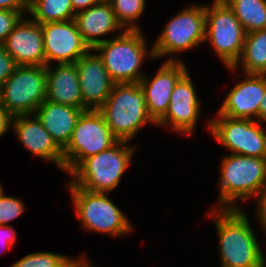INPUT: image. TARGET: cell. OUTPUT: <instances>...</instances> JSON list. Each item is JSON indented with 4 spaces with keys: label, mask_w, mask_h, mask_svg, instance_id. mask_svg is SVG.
<instances>
[{
    "label": "cell",
    "mask_w": 266,
    "mask_h": 267,
    "mask_svg": "<svg viewBox=\"0 0 266 267\" xmlns=\"http://www.w3.org/2000/svg\"><path fill=\"white\" fill-rule=\"evenodd\" d=\"M218 235L220 267H265L266 257L248 216L240 209H211Z\"/></svg>",
    "instance_id": "obj_1"
},
{
    "label": "cell",
    "mask_w": 266,
    "mask_h": 267,
    "mask_svg": "<svg viewBox=\"0 0 266 267\" xmlns=\"http://www.w3.org/2000/svg\"><path fill=\"white\" fill-rule=\"evenodd\" d=\"M96 45L92 52L97 55L115 83H139L146 74L141 72L144 59H155L153 47L147 49L146 38L141 30H124Z\"/></svg>",
    "instance_id": "obj_2"
},
{
    "label": "cell",
    "mask_w": 266,
    "mask_h": 267,
    "mask_svg": "<svg viewBox=\"0 0 266 267\" xmlns=\"http://www.w3.org/2000/svg\"><path fill=\"white\" fill-rule=\"evenodd\" d=\"M98 110L118 141L131 142L146 124L156 125L148 114L139 83H115L108 99Z\"/></svg>",
    "instance_id": "obj_3"
},
{
    "label": "cell",
    "mask_w": 266,
    "mask_h": 267,
    "mask_svg": "<svg viewBox=\"0 0 266 267\" xmlns=\"http://www.w3.org/2000/svg\"><path fill=\"white\" fill-rule=\"evenodd\" d=\"M219 172L220 193L214 209H240L237 200L245 203L266 186V158L230 153L221 160Z\"/></svg>",
    "instance_id": "obj_4"
},
{
    "label": "cell",
    "mask_w": 266,
    "mask_h": 267,
    "mask_svg": "<svg viewBox=\"0 0 266 267\" xmlns=\"http://www.w3.org/2000/svg\"><path fill=\"white\" fill-rule=\"evenodd\" d=\"M128 141H117L108 150L84 159L69 175L67 186L110 193L120 183L135 152Z\"/></svg>",
    "instance_id": "obj_5"
},
{
    "label": "cell",
    "mask_w": 266,
    "mask_h": 267,
    "mask_svg": "<svg viewBox=\"0 0 266 267\" xmlns=\"http://www.w3.org/2000/svg\"><path fill=\"white\" fill-rule=\"evenodd\" d=\"M82 229L124 237L132 232L129 218L109 199V193L92 192L78 186H67Z\"/></svg>",
    "instance_id": "obj_6"
},
{
    "label": "cell",
    "mask_w": 266,
    "mask_h": 267,
    "mask_svg": "<svg viewBox=\"0 0 266 267\" xmlns=\"http://www.w3.org/2000/svg\"><path fill=\"white\" fill-rule=\"evenodd\" d=\"M211 4L206 5L205 41L225 67H233L242 54L246 32L224 0Z\"/></svg>",
    "instance_id": "obj_7"
},
{
    "label": "cell",
    "mask_w": 266,
    "mask_h": 267,
    "mask_svg": "<svg viewBox=\"0 0 266 267\" xmlns=\"http://www.w3.org/2000/svg\"><path fill=\"white\" fill-rule=\"evenodd\" d=\"M117 141L99 110L83 111L63 149L65 173L70 174L84 159L108 150Z\"/></svg>",
    "instance_id": "obj_8"
},
{
    "label": "cell",
    "mask_w": 266,
    "mask_h": 267,
    "mask_svg": "<svg viewBox=\"0 0 266 267\" xmlns=\"http://www.w3.org/2000/svg\"><path fill=\"white\" fill-rule=\"evenodd\" d=\"M46 66H17L0 87V101L13 116L34 114L46 99Z\"/></svg>",
    "instance_id": "obj_9"
},
{
    "label": "cell",
    "mask_w": 266,
    "mask_h": 267,
    "mask_svg": "<svg viewBox=\"0 0 266 267\" xmlns=\"http://www.w3.org/2000/svg\"><path fill=\"white\" fill-rule=\"evenodd\" d=\"M206 5H189L171 17L153 43L155 60L191 50L205 41Z\"/></svg>",
    "instance_id": "obj_10"
},
{
    "label": "cell",
    "mask_w": 266,
    "mask_h": 267,
    "mask_svg": "<svg viewBox=\"0 0 266 267\" xmlns=\"http://www.w3.org/2000/svg\"><path fill=\"white\" fill-rule=\"evenodd\" d=\"M208 121L209 133L231 154L266 158L265 122L251 119H233L224 115Z\"/></svg>",
    "instance_id": "obj_11"
},
{
    "label": "cell",
    "mask_w": 266,
    "mask_h": 267,
    "mask_svg": "<svg viewBox=\"0 0 266 267\" xmlns=\"http://www.w3.org/2000/svg\"><path fill=\"white\" fill-rule=\"evenodd\" d=\"M45 51V66L75 63L92 49L83 40L74 19L41 24Z\"/></svg>",
    "instance_id": "obj_12"
},
{
    "label": "cell",
    "mask_w": 266,
    "mask_h": 267,
    "mask_svg": "<svg viewBox=\"0 0 266 267\" xmlns=\"http://www.w3.org/2000/svg\"><path fill=\"white\" fill-rule=\"evenodd\" d=\"M189 71L176 83L166 114L156 123L157 126H169L178 134L194 133L201 113V103L194 88Z\"/></svg>",
    "instance_id": "obj_13"
},
{
    "label": "cell",
    "mask_w": 266,
    "mask_h": 267,
    "mask_svg": "<svg viewBox=\"0 0 266 267\" xmlns=\"http://www.w3.org/2000/svg\"><path fill=\"white\" fill-rule=\"evenodd\" d=\"M182 60L169 57L161 64L151 80L144 75L139 81L144 92L148 114L155 123L166 114L176 83L188 71Z\"/></svg>",
    "instance_id": "obj_14"
},
{
    "label": "cell",
    "mask_w": 266,
    "mask_h": 267,
    "mask_svg": "<svg viewBox=\"0 0 266 267\" xmlns=\"http://www.w3.org/2000/svg\"><path fill=\"white\" fill-rule=\"evenodd\" d=\"M234 85L216 115L233 119L258 120L259 104L266 92V74L244 73Z\"/></svg>",
    "instance_id": "obj_15"
},
{
    "label": "cell",
    "mask_w": 266,
    "mask_h": 267,
    "mask_svg": "<svg viewBox=\"0 0 266 267\" xmlns=\"http://www.w3.org/2000/svg\"><path fill=\"white\" fill-rule=\"evenodd\" d=\"M80 57L76 62L83 110H98L108 99L115 82L110 78L102 59L95 53Z\"/></svg>",
    "instance_id": "obj_16"
},
{
    "label": "cell",
    "mask_w": 266,
    "mask_h": 267,
    "mask_svg": "<svg viewBox=\"0 0 266 267\" xmlns=\"http://www.w3.org/2000/svg\"><path fill=\"white\" fill-rule=\"evenodd\" d=\"M12 129L30 154L54 163L64 171L63 150L52 139L35 114L13 117Z\"/></svg>",
    "instance_id": "obj_17"
},
{
    "label": "cell",
    "mask_w": 266,
    "mask_h": 267,
    "mask_svg": "<svg viewBox=\"0 0 266 267\" xmlns=\"http://www.w3.org/2000/svg\"><path fill=\"white\" fill-rule=\"evenodd\" d=\"M3 45L18 66H45L42 26L31 18L23 17Z\"/></svg>",
    "instance_id": "obj_18"
},
{
    "label": "cell",
    "mask_w": 266,
    "mask_h": 267,
    "mask_svg": "<svg viewBox=\"0 0 266 267\" xmlns=\"http://www.w3.org/2000/svg\"><path fill=\"white\" fill-rule=\"evenodd\" d=\"M74 20L83 40L91 49L108 40L102 39V36L117 30L124 31L108 0H101L90 8L76 13Z\"/></svg>",
    "instance_id": "obj_19"
},
{
    "label": "cell",
    "mask_w": 266,
    "mask_h": 267,
    "mask_svg": "<svg viewBox=\"0 0 266 267\" xmlns=\"http://www.w3.org/2000/svg\"><path fill=\"white\" fill-rule=\"evenodd\" d=\"M46 66V99L53 103L65 104L83 110V98L75 63Z\"/></svg>",
    "instance_id": "obj_20"
},
{
    "label": "cell",
    "mask_w": 266,
    "mask_h": 267,
    "mask_svg": "<svg viewBox=\"0 0 266 267\" xmlns=\"http://www.w3.org/2000/svg\"><path fill=\"white\" fill-rule=\"evenodd\" d=\"M83 111L74 106L45 100L37 107L34 114L63 150L70 142L77 120Z\"/></svg>",
    "instance_id": "obj_21"
},
{
    "label": "cell",
    "mask_w": 266,
    "mask_h": 267,
    "mask_svg": "<svg viewBox=\"0 0 266 267\" xmlns=\"http://www.w3.org/2000/svg\"><path fill=\"white\" fill-rule=\"evenodd\" d=\"M239 66H242L243 73L266 74V28L246 33L242 54L228 70L236 72Z\"/></svg>",
    "instance_id": "obj_22"
},
{
    "label": "cell",
    "mask_w": 266,
    "mask_h": 267,
    "mask_svg": "<svg viewBox=\"0 0 266 267\" xmlns=\"http://www.w3.org/2000/svg\"><path fill=\"white\" fill-rule=\"evenodd\" d=\"M246 33L266 28V0H224Z\"/></svg>",
    "instance_id": "obj_23"
},
{
    "label": "cell",
    "mask_w": 266,
    "mask_h": 267,
    "mask_svg": "<svg viewBox=\"0 0 266 267\" xmlns=\"http://www.w3.org/2000/svg\"><path fill=\"white\" fill-rule=\"evenodd\" d=\"M28 14L38 24L75 18L71 0H29Z\"/></svg>",
    "instance_id": "obj_24"
},
{
    "label": "cell",
    "mask_w": 266,
    "mask_h": 267,
    "mask_svg": "<svg viewBox=\"0 0 266 267\" xmlns=\"http://www.w3.org/2000/svg\"><path fill=\"white\" fill-rule=\"evenodd\" d=\"M124 30H142L138 18L145 12L146 0H108Z\"/></svg>",
    "instance_id": "obj_25"
},
{
    "label": "cell",
    "mask_w": 266,
    "mask_h": 267,
    "mask_svg": "<svg viewBox=\"0 0 266 267\" xmlns=\"http://www.w3.org/2000/svg\"><path fill=\"white\" fill-rule=\"evenodd\" d=\"M71 258L52 252H36L25 255L10 267H69Z\"/></svg>",
    "instance_id": "obj_26"
},
{
    "label": "cell",
    "mask_w": 266,
    "mask_h": 267,
    "mask_svg": "<svg viewBox=\"0 0 266 267\" xmlns=\"http://www.w3.org/2000/svg\"><path fill=\"white\" fill-rule=\"evenodd\" d=\"M26 206L20 198L2 194L0 197V225H8L10 221L20 217Z\"/></svg>",
    "instance_id": "obj_27"
},
{
    "label": "cell",
    "mask_w": 266,
    "mask_h": 267,
    "mask_svg": "<svg viewBox=\"0 0 266 267\" xmlns=\"http://www.w3.org/2000/svg\"><path fill=\"white\" fill-rule=\"evenodd\" d=\"M26 15L21 11L0 9V43L3 44L9 33Z\"/></svg>",
    "instance_id": "obj_28"
},
{
    "label": "cell",
    "mask_w": 266,
    "mask_h": 267,
    "mask_svg": "<svg viewBox=\"0 0 266 267\" xmlns=\"http://www.w3.org/2000/svg\"><path fill=\"white\" fill-rule=\"evenodd\" d=\"M17 66L15 60L5 51L4 45L0 43V87Z\"/></svg>",
    "instance_id": "obj_29"
},
{
    "label": "cell",
    "mask_w": 266,
    "mask_h": 267,
    "mask_svg": "<svg viewBox=\"0 0 266 267\" xmlns=\"http://www.w3.org/2000/svg\"><path fill=\"white\" fill-rule=\"evenodd\" d=\"M257 199V210L256 217L260 228H262L264 234L266 235V186H264L256 195Z\"/></svg>",
    "instance_id": "obj_30"
},
{
    "label": "cell",
    "mask_w": 266,
    "mask_h": 267,
    "mask_svg": "<svg viewBox=\"0 0 266 267\" xmlns=\"http://www.w3.org/2000/svg\"><path fill=\"white\" fill-rule=\"evenodd\" d=\"M17 232L12 225H0V247L9 250L16 243Z\"/></svg>",
    "instance_id": "obj_31"
},
{
    "label": "cell",
    "mask_w": 266,
    "mask_h": 267,
    "mask_svg": "<svg viewBox=\"0 0 266 267\" xmlns=\"http://www.w3.org/2000/svg\"><path fill=\"white\" fill-rule=\"evenodd\" d=\"M0 9L21 11L26 14L29 11V0H0Z\"/></svg>",
    "instance_id": "obj_32"
},
{
    "label": "cell",
    "mask_w": 266,
    "mask_h": 267,
    "mask_svg": "<svg viewBox=\"0 0 266 267\" xmlns=\"http://www.w3.org/2000/svg\"><path fill=\"white\" fill-rule=\"evenodd\" d=\"M13 116L3 106L0 101V138L12 128Z\"/></svg>",
    "instance_id": "obj_33"
},
{
    "label": "cell",
    "mask_w": 266,
    "mask_h": 267,
    "mask_svg": "<svg viewBox=\"0 0 266 267\" xmlns=\"http://www.w3.org/2000/svg\"><path fill=\"white\" fill-rule=\"evenodd\" d=\"M74 13L86 10L91 6L99 3L101 0H71Z\"/></svg>",
    "instance_id": "obj_34"
},
{
    "label": "cell",
    "mask_w": 266,
    "mask_h": 267,
    "mask_svg": "<svg viewBox=\"0 0 266 267\" xmlns=\"http://www.w3.org/2000/svg\"><path fill=\"white\" fill-rule=\"evenodd\" d=\"M86 258V255H83L81 258H71L69 267H97L90 264Z\"/></svg>",
    "instance_id": "obj_35"
},
{
    "label": "cell",
    "mask_w": 266,
    "mask_h": 267,
    "mask_svg": "<svg viewBox=\"0 0 266 267\" xmlns=\"http://www.w3.org/2000/svg\"><path fill=\"white\" fill-rule=\"evenodd\" d=\"M258 120L266 123V92L259 104Z\"/></svg>",
    "instance_id": "obj_36"
},
{
    "label": "cell",
    "mask_w": 266,
    "mask_h": 267,
    "mask_svg": "<svg viewBox=\"0 0 266 267\" xmlns=\"http://www.w3.org/2000/svg\"><path fill=\"white\" fill-rule=\"evenodd\" d=\"M3 192H4V188L2 187V184L0 183V197L2 196Z\"/></svg>",
    "instance_id": "obj_37"
}]
</instances>
